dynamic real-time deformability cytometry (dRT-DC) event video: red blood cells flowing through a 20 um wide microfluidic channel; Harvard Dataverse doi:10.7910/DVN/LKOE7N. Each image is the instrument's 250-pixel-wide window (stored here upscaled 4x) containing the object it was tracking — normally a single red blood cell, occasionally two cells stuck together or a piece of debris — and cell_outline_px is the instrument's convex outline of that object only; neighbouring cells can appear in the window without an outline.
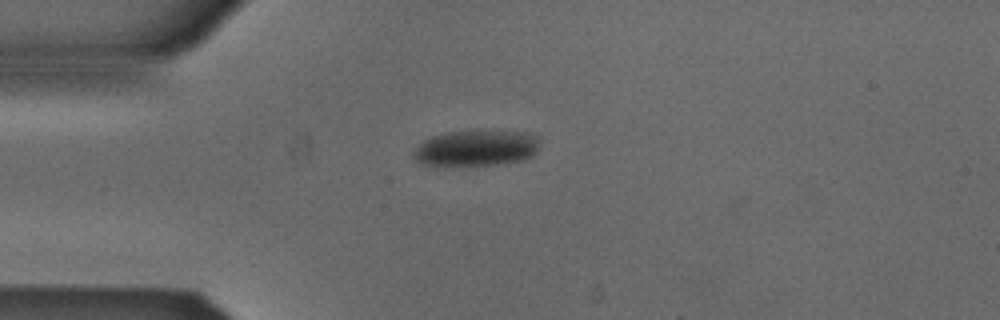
{"species": "Egyptian fruit bat (a non-hibernating species)", "species_latin": "Rousettus aegyptiacus", "temperature_condition": "cold", "stored_images_in_passage": 3, "camera_frame_rate_fps": 3000, "um_per_image_px": 0.085, "animal": {"sex": "male"}, "frame": {"image": 1, "passage_image": 1, "time_ms": 0.0, "image_size_px": [1000, 320], "cell_outline_px": [[540, 136], [536, 148], [532, 156], [524, 160], [496, 164], [424, 164], [416, 160], [412, 156], [412, 152], [424, 140], [432, 136], [444, 132], [524, 132]], "centroid_in_image_um": [40.48, 12.58], "position_along_channel_um": 44.5, "area_um2": 25.61}}